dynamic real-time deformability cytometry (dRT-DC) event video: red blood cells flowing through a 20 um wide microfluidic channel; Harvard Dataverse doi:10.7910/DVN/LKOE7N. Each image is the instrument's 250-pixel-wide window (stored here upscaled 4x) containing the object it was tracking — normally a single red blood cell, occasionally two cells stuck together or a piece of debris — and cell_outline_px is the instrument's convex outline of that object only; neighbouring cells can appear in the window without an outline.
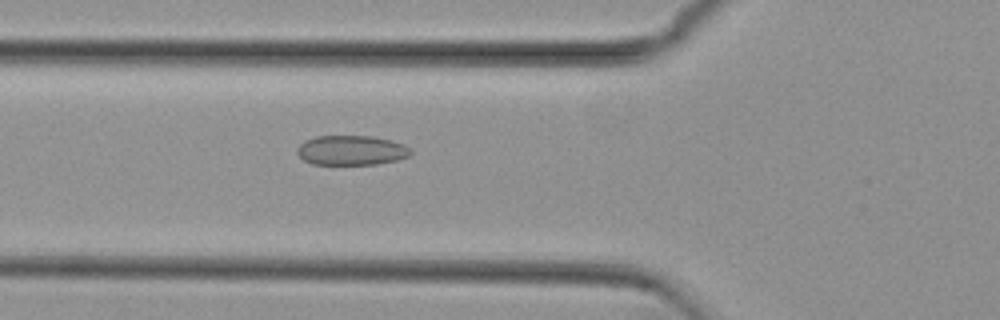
{"species": "common noctule bat (a hibernating species)", "species_latin": "Nyctalus noctula", "temperature_condition": "cold", "stored_images_in_passage": 38, "camera_frame_rate_fps": 3000, "um_per_image_px": 0.085, "animal": {"sex": "female", "body_mass_g": 29.2, "forearm_length_mm": 56.3}, "frame": {"image": 1, "passage_image": 3, "time_ms": 0.667, "image_size_px": [1000, 320], "cell_outline_px": [[412, 152], [408, 156], [396, 160], [376, 164], [312, 164], [304, 160], [296, 152], [296, 148], [304, 140], [316, 136], [372, 136], [404, 144], [412, 148]], "centroid_in_image_um": [29.85, 12.77], "position_along_channel_um": 95.9, "area_um2": 19.65}}
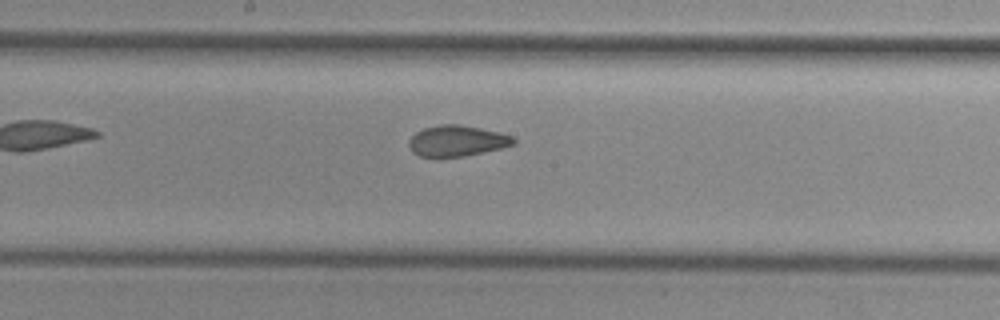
{"frame": {"image": 2, "passage_image": 12, "time_ms": 3.667, "image_size_px": [1000, 320], "cell_outline_px": [[516, 144], [500, 148], [464, 156], [420, 156], [412, 152], [408, 144], [408, 140], [416, 132], [424, 128], [440, 124], [460, 124], [500, 132], [512, 136], [516, 140]], "centroid_in_image_um": [38.84, 11.96], "position_along_channel_um": 209.4, "area_um2": 18.73}}
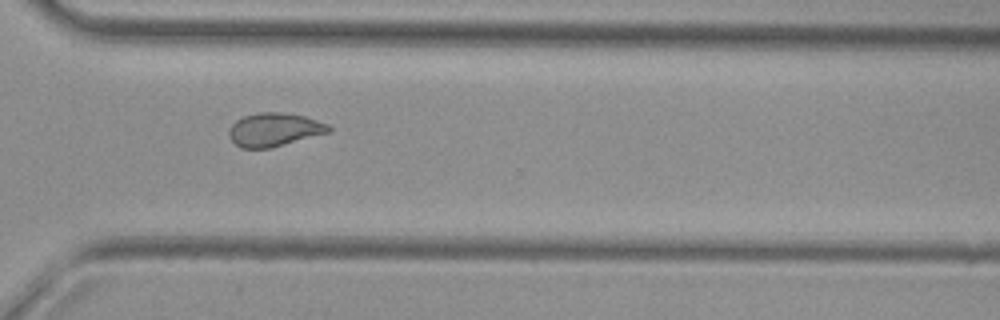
{"frame": {"image": 3, "passage_image": 23, "time_ms": 7.333, "image_size_px": [1000, 320], "cell_outline_px": [[332, 132], [272, 148], [240, 148], [228, 136], [228, 132], [232, 124], [236, 120], [244, 116], [260, 112], [280, 112], [304, 116], [328, 124], [332, 128]], "centroid_in_image_um": [23.34, 11.03], "position_along_channel_um": 347.3, "area_um2": 19.59}, "authors_computed_cell_mechanics": {"area_um2": 19.5942, "velocity_mm_per_s": 3.7634, "shape_relaxation_time_tau1_ms": null, "shape_relaxation_time_tau2_ms": 1.3008, "deformation_change_tau1": null, "deformation_change_tau2": 0.0605}}